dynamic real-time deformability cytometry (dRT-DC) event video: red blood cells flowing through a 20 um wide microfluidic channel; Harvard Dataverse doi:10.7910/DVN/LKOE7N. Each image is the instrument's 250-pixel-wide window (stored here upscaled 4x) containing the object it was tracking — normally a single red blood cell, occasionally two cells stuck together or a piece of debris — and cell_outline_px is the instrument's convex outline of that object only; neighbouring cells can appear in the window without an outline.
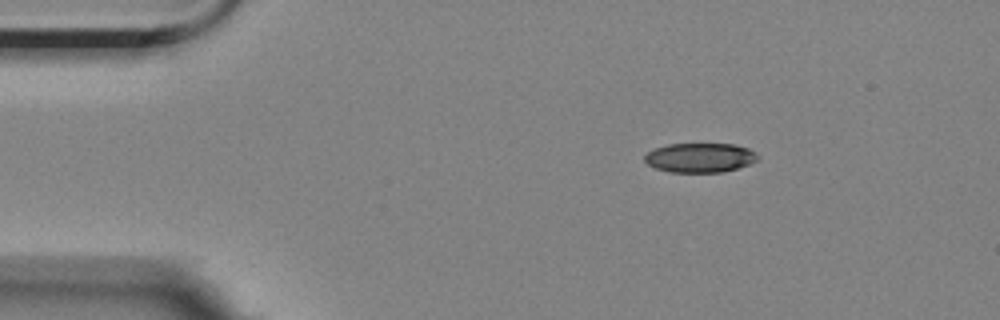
{"species": "Egyptian fruit bat (a non-hibernating species)", "species_latin": "Rousettus aegyptiacus", "temperature_condition": "room temperature", "stored_images_in_passage": 3, "camera_frame_rate_fps": 3000, "um_per_image_px": 0.085, "animal": {"sex": "female"}, "frame": {"image": 1, "passage_image": 1, "time_ms": 0.0, "image_size_px": [1000, 320], "cell_outline_px": [[760, 156], [756, 160], [748, 164], [724, 172], [668, 172], [656, 168], [648, 164], [644, 160], [644, 156], [648, 152], [656, 148], [668, 144], [736, 144], [748, 148], [756, 152]], "centroid_in_image_um": [59.51, 13.4], "position_along_channel_um": 25.5, "area_um2": 19.36}}